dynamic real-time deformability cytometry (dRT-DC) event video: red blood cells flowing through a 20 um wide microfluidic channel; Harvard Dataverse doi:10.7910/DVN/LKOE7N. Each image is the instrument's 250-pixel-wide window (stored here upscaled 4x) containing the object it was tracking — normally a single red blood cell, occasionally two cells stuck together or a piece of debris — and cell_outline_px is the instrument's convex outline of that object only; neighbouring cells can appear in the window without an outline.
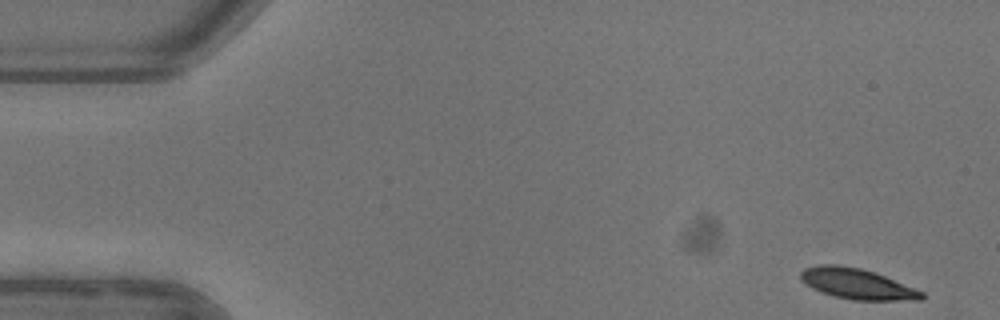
{"species": "common noctule bat (a hibernating species)", "species_latin": "Nyctalus noctula", "temperature_condition": "warm", "stored_images_in_passage": 5, "camera_frame_rate_fps": 3000, "um_per_image_px": 0.085, "animal": {"sex": "female"}, "frame": {"image": 1, "passage_image": 1, "time_ms": 0.0, "image_size_px": [1000, 320], "cell_outline_px": [[924, 296], [920, 300], [852, 300], [832, 296], [820, 292], [812, 288], [800, 280], [800, 272], [804, 268], [820, 264], [840, 264], [860, 268], [884, 276], [924, 292]], "centroid_in_image_um": [72.79, 24.12], "position_along_channel_um": 12.2, "area_um2": 21.56}}
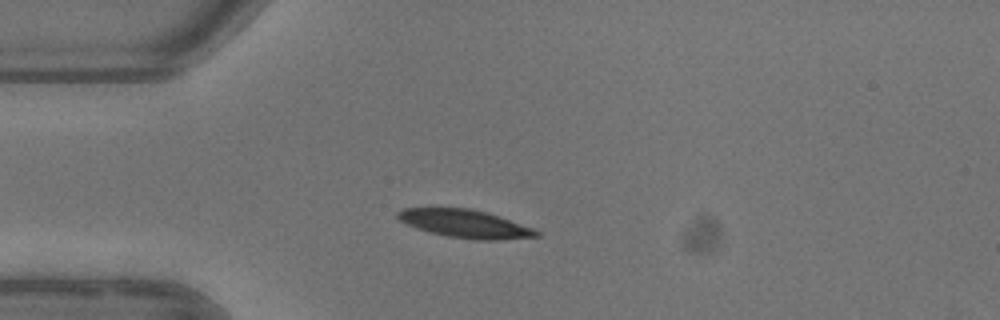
{"frame": {"image": 2, "passage_image": 4, "time_ms": 3.667, "image_size_px": [1000, 320], "cell_outline_px": [[540, 236], [496, 240], [476, 240], [448, 236], [416, 228], [400, 220], [396, 216], [396, 212], [404, 208], [468, 208], [484, 212], [532, 228], [540, 232]], "centroid_in_image_um": [39.5, 19.02], "position_along_channel_um": 45.5, "area_um2": 22.14}}